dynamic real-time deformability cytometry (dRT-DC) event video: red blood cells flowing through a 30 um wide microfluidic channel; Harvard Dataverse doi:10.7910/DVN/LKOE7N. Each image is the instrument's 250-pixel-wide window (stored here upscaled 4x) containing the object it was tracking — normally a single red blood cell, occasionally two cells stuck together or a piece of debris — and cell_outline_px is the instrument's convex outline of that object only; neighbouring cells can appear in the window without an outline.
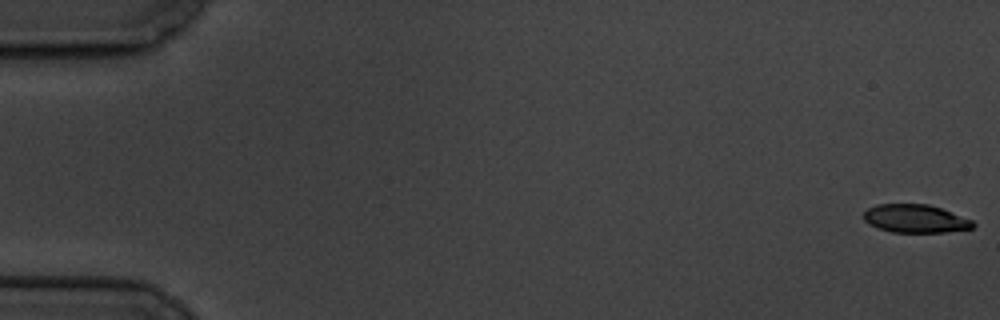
{"species": "common noctule bat (a hibernating species)", "species_latin": "Nyctalus noctula", "temperature_condition": "cold", "stored_images_in_passage": 6, "segment_of_instrument_passage": [1, 2], "camera_frame_rate_fps": 3000, "um_per_image_px": 0.085, "animal": {"sex": "male", "body_mass_g": 19.5, "forearm_length_mm": 54.6}, "frame": {"image": 1, "passage_image": 1, "time_ms": 0.0, "image_size_px": [1000, 320], "cell_outline_px": [[976, 224], [972, 228], [944, 232], [892, 232], [868, 224], [864, 220], [864, 212], [868, 208], [876, 204], [928, 204], [940, 208], [972, 220]], "centroid_in_image_um": [77.78, 18.58], "position_along_channel_um": 7.2, "area_um2": 17.8}}
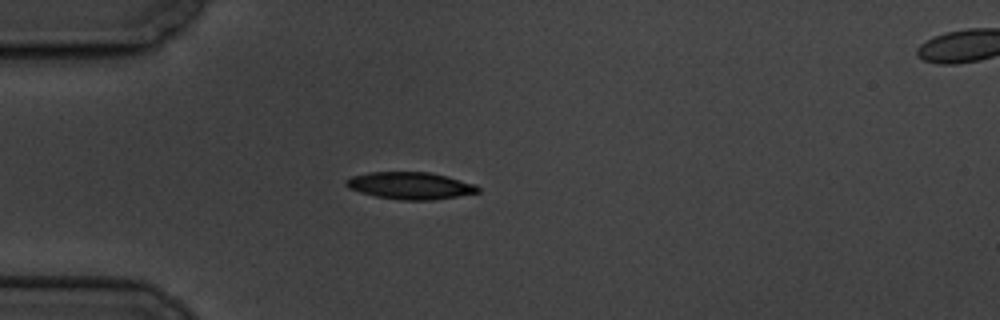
{"frame": {"image": 2, "passage_image": 5, "time_ms": 5.333, "image_size_px": [1000, 320], "cell_outline_px": [[480, 192], [432, 200], [400, 200], [376, 196], [360, 192], [348, 188], [344, 184], [344, 180], [352, 176], [368, 172], [428, 172], [448, 176], [476, 184], [480, 188]], "centroid_in_image_um": [34.86, 15.77], "position_along_channel_um": 50.1, "area_um2": 20.92}}